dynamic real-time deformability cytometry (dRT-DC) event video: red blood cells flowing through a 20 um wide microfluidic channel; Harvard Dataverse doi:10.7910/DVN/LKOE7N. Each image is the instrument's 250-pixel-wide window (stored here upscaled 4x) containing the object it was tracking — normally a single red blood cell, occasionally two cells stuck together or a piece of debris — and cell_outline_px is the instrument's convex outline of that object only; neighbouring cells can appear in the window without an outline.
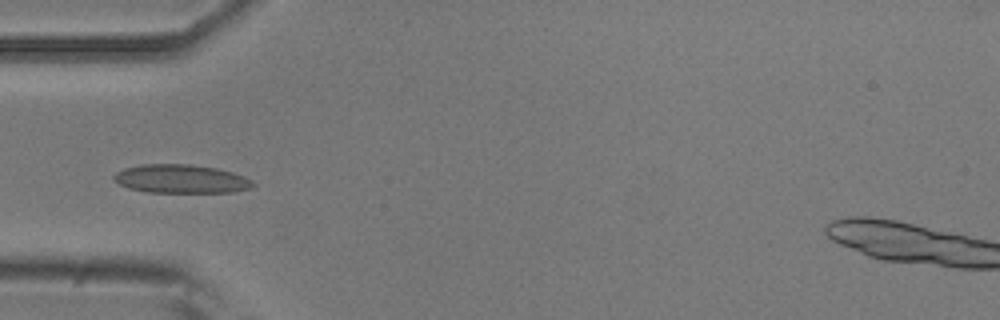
{"species": "common noctule bat (a hibernating species)", "species_latin": "Nyctalus noctula", "temperature_condition": "room temperature", "stored_images_in_passage": 8, "camera_frame_rate_fps": 3000, "um_per_image_px": 0.085, "animal": {"sex": "male", "body_mass_g": 20.5, "forearm_length_mm": 52.5}, "frame": {"image": 1, "passage_image": 5, "time_ms": 1.333, "image_size_px": [1000, 320], "cell_outline_px": [[256, 184], [252, 188], [232, 192], [148, 192], [128, 188], [112, 180], [112, 176], [116, 172], [124, 168], [140, 164], [188, 164], [216, 168], [232, 172], [244, 176], [252, 180]], "centroid_in_image_um": [15.37, 15.2], "position_along_channel_um": 69.6, "area_um2": 23.29}}
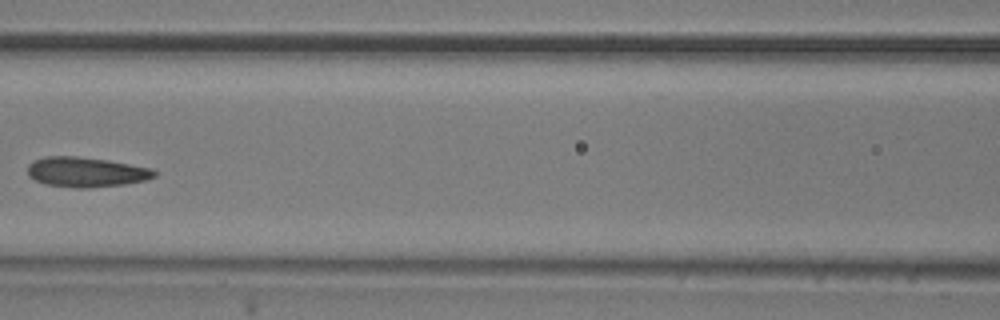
{"frame": {"image": 2, "passage_image": 7, "time_ms": 2.0, "image_size_px": [1000, 320], "cell_outline_px": [[156, 176], [144, 180], [124, 184], [88, 188], [76, 188], [48, 184], [36, 180], [28, 176], [28, 164], [36, 160], [48, 156], [76, 156], [108, 160], [152, 168], [156, 172]], "centroid_in_image_um": [7.33, 14.62], "position_along_channel_um": 159.3, "area_um2": 21.91}}
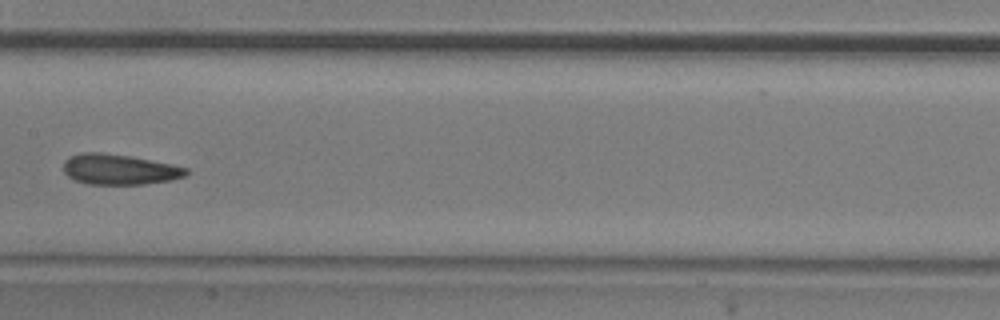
{"frame": {"image": 3, "passage_image": 8, "time_ms": 2.333, "image_size_px": [1000, 320], "cell_outline_px": [[188, 172], [184, 176], [172, 180], [144, 184], [88, 184], [76, 180], [68, 176], [64, 172], [64, 160], [68, 156], [84, 152], [100, 152], [128, 156], [172, 164], [188, 168]], "centroid_in_image_um": [10.13, 14.4], "position_along_channel_um": 197.3, "area_um2": 21.68}}